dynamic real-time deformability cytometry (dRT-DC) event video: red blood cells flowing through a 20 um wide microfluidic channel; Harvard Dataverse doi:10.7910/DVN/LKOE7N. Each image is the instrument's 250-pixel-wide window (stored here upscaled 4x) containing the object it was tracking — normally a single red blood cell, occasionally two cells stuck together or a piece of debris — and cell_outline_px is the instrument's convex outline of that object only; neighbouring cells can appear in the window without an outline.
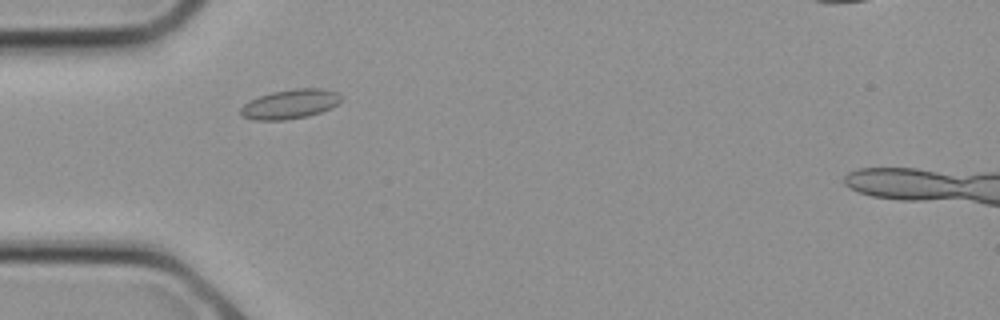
{"species": "common noctule bat (a hibernating species)", "species_latin": "Nyctalus noctula", "temperature_condition": "cold", "stored_images_in_passage": 7, "camera_frame_rate_fps": 3000, "um_per_image_px": 0.085, "animal": {"sex": "female", "body_mass_g": 21.9}, "frame": {"image": 1, "passage_image": 2, "time_ms": 0.333, "image_size_px": [1000, 320], "cell_outline_px": [[344, 100], [332, 108], [308, 116], [284, 120], [252, 120], [240, 116], [240, 108], [244, 104], [260, 96], [272, 92], [296, 88], [320, 88], [336, 92]], "centroid_in_image_um": [24.67, 8.86], "position_along_channel_um": 60.3, "area_um2": 17.28}}
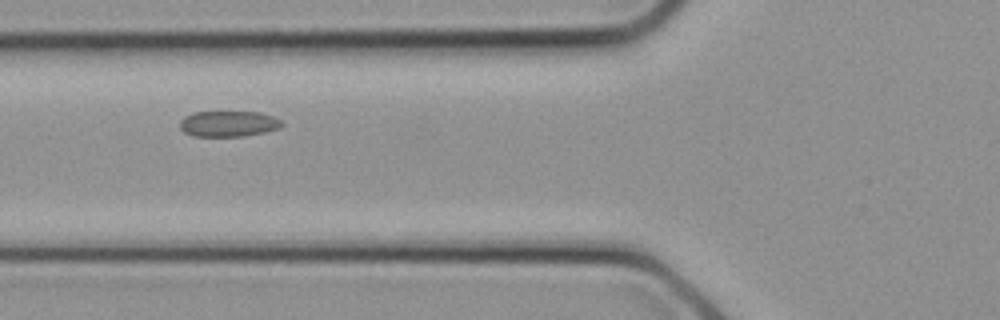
{"frame": {"image": 2, "passage_image": 4, "time_ms": 1.0, "image_size_px": [1000, 320], "cell_outline_px": [[284, 124], [280, 128], [264, 132], [244, 136], [192, 136], [184, 132], [180, 128], [180, 120], [184, 116], [192, 112], [260, 112], [272, 116], [280, 120]], "centroid_in_image_um": [19.4, 10.52], "position_along_channel_um": 106.4, "area_um2": 15.37}}
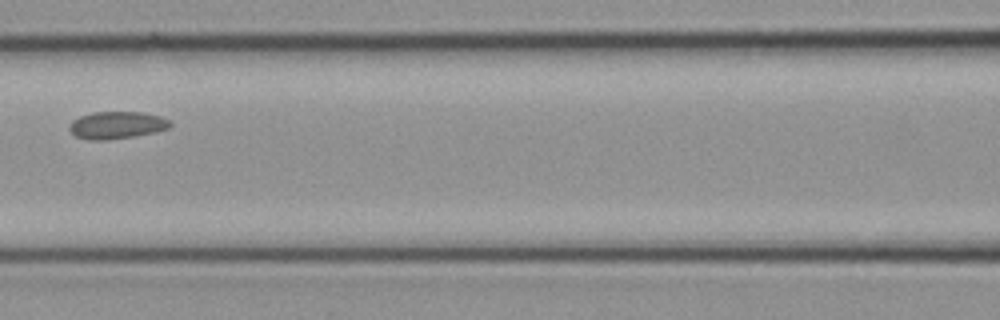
{"frame": {"image": 3, "passage_image": 6, "time_ms": 1.667, "image_size_px": [1000, 320], "cell_outline_px": [[172, 124], [168, 128], [156, 132], [136, 136], [104, 140], [88, 140], [76, 136], [68, 128], [68, 124], [72, 120], [80, 116], [92, 112], [140, 112], [160, 116], [168, 120]], "centroid_in_image_um": [9.9, 10.64], "position_along_channel_um": 156.7, "area_um2": 16.07}}